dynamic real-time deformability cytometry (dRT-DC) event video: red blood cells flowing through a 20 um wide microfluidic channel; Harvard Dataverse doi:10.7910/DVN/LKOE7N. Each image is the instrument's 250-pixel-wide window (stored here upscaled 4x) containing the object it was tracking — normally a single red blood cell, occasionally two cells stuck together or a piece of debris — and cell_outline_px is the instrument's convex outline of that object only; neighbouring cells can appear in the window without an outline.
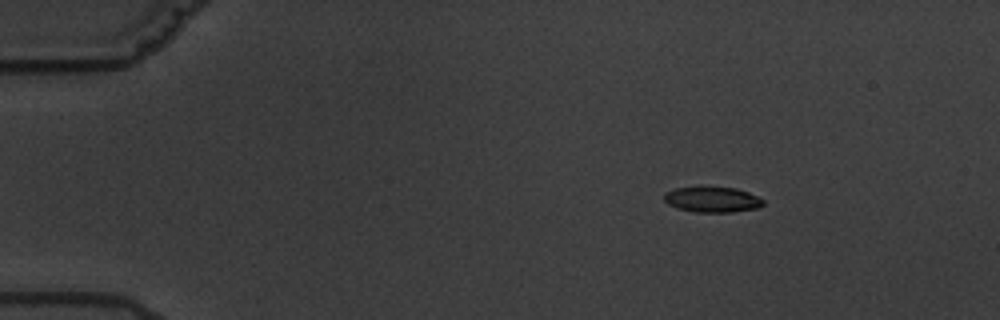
{"species": "common noctule bat (a hibernating species)", "species_latin": "Nyctalus noctula", "temperature_condition": "warm", "stored_images_in_passage": 4, "camera_frame_rate_fps": 3000, "um_per_image_px": 0.085, "animal": {"sex": "male", "body_mass_g": 19.5, "forearm_length_mm": 54.6}, "frame": {"image": 1, "passage_image": 1, "time_ms": 0.0, "image_size_px": [1000, 320], "cell_outline_px": [[764, 204], [760, 208], [732, 212], [696, 212], [676, 208], [668, 204], [664, 200], [664, 192], [676, 188], [700, 184], [736, 188], [748, 192], [764, 200]], "centroid_in_image_um": [60.52, 16.92], "position_along_channel_um": 24.5, "area_um2": 15.43}}
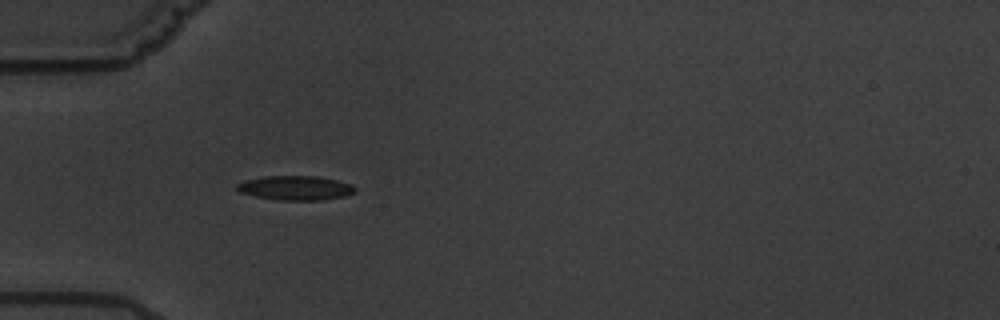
{"frame": {"image": 2, "passage_image": 3, "time_ms": 3.333, "image_size_px": [1000, 320], "cell_outline_px": [[356, 192], [344, 196], [320, 200], [280, 200], [256, 196], [240, 192], [236, 188], [236, 184], [244, 180], [264, 176], [320, 176], [352, 184], [356, 188]], "centroid_in_image_um": [25.13, 15.96], "position_along_channel_um": 59.9, "area_um2": 16.76}}